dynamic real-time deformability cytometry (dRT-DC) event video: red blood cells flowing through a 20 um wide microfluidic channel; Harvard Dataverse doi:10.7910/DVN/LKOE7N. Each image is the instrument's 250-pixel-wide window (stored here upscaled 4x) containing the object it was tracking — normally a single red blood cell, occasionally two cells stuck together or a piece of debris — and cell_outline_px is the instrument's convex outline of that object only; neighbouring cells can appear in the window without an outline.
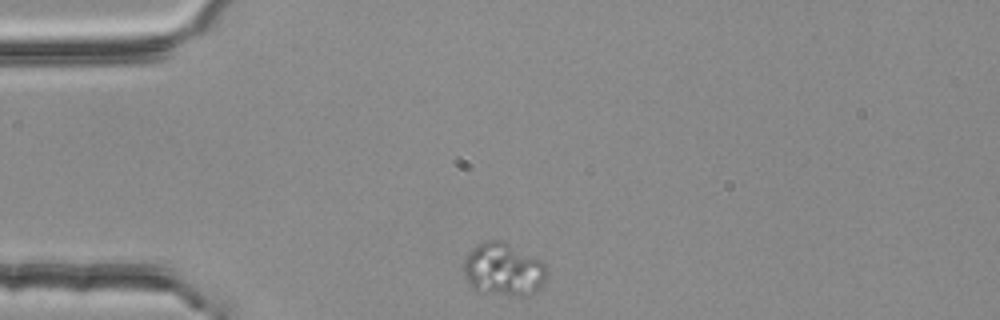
{"species": "common noctule bat (a hibernating species)", "species_latin": "Nyctalus noctula", "temperature_condition": "room temperature", "stored_images_in_passage": 36, "camera_frame_rate_fps": 3000, "um_per_image_px": 0.085, "animal": {"sex": "female", "body_mass_g": 25.1}, "frame": {"image": 1, "passage_image": 1, "time_ms": 0.0, "image_size_px": [1000, 320], "cell_outline_px": [[548, 272], [544, 284], [540, 288], [524, 296], [512, 296], [476, 292], [472, 288], [464, 276], [464, 260], [472, 248], [488, 240], [500, 240], [540, 260], [544, 264]], "centroid_in_image_um": [42.78, 22.94], "position_along_channel_um": 42.2, "area_um2": 25.61}}
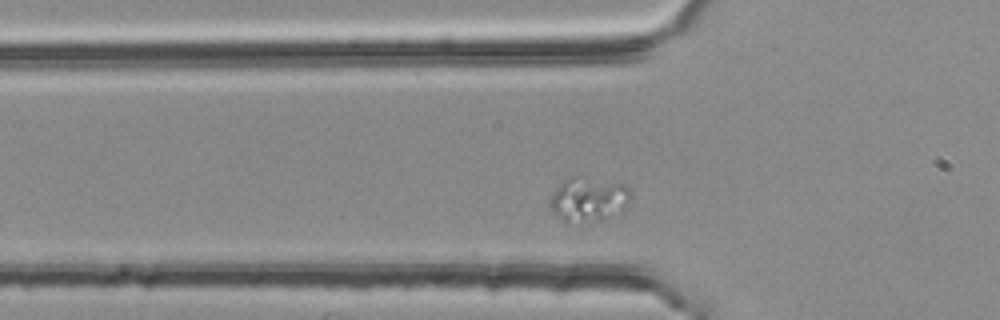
{"frame": {"image": 2, "passage_image": 6, "time_ms": 1.667, "image_size_px": [1000, 320], "cell_outline_px": [[632, 196], [628, 204], [624, 208], [600, 220], [568, 224], [564, 224], [552, 212], [548, 204], [552, 192], [568, 176], [584, 176], [624, 184], [632, 192]], "centroid_in_image_um": [49.96, 16.95], "position_along_channel_um": 75.8, "area_um2": 21.33}}
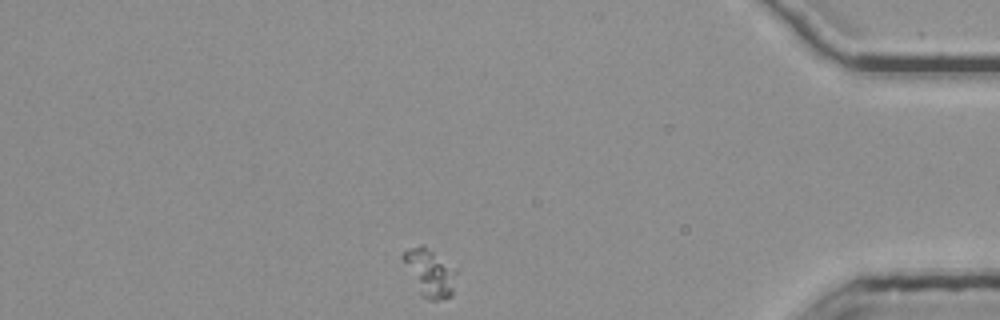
{"frame": {"image": 3, "passage_image": 36, "time_ms": 11.667, "image_size_px": [1000, 320], "cell_outline_px": [[456, 272], [452, 296], [436, 300], [428, 300], [420, 292], [400, 256], [408, 248], [420, 244], [424, 244], [456, 268]], "centroid_in_image_um": [36.54, 23.13], "position_along_channel_um": 398.7, "area_um2": 14.57}}